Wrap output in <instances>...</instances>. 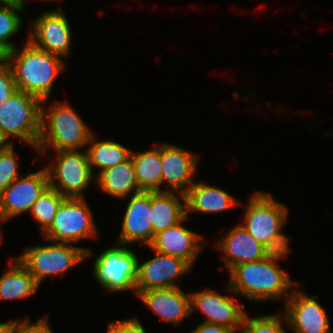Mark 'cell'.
Returning a JSON list of instances; mask_svg holds the SVG:
<instances>
[{
	"label": "cell",
	"mask_w": 333,
	"mask_h": 333,
	"mask_svg": "<svg viewBox=\"0 0 333 333\" xmlns=\"http://www.w3.org/2000/svg\"><path fill=\"white\" fill-rule=\"evenodd\" d=\"M288 253H271L267 257L234 266L229 273V293L244 296L251 301L288 299L291 291L299 285L290 279L276 261L286 258ZM290 291V293H289Z\"/></svg>",
	"instance_id": "6da1fadb"
},
{
	"label": "cell",
	"mask_w": 333,
	"mask_h": 333,
	"mask_svg": "<svg viewBox=\"0 0 333 333\" xmlns=\"http://www.w3.org/2000/svg\"><path fill=\"white\" fill-rule=\"evenodd\" d=\"M17 90L49 99L55 79L64 71L65 62L57 55L35 47L29 40L21 50H11L10 63Z\"/></svg>",
	"instance_id": "7a4b0ae2"
},
{
	"label": "cell",
	"mask_w": 333,
	"mask_h": 333,
	"mask_svg": "<svg viewBox=\"0 0 333 333\" xmlns=\"http://www.w3.org/2000/svg\"><path fill=\"white\" fill-rule=\"evenodd\" d=\"M47 101L42 100L41 106V133L36 149L39 156L45 155L48 147L55 151H69L88 145L93 132L72 107L58 101L48 109L44 106Z\"/></svg>",
	"instance_id": "3957f363"
},
{
	"label": "cell",
	"mask_w": 333,
	"mask_h": 333,
	"mask_svg": "<svg viewBox=\"0 0 333 333\" xmlns=\"http://www.w3.org/2000/svg\"><path fill=\"white\" fill-rule=\"evenodd\" d=\"M246 206L242 226L271 253H288L289 238L282 233L288 208L264 191L253 193Z\"/></svg>",
	"instance_id": "277c9868"
},
{
	"label": "cell",
	"mask_w": 333,
	"mask_h": 333,
	"mask_svg": "<svg viewBox=\"0 0 333 333\" xmlns=\"http://www.w3.org/2000/svg\"><path fill=\"white\" fill-rule=\"evenodd\" d=\"M42 100L23 91H15L0 105V134L7 141L16 137L19 141L37 149L41 133Z\"/></svg>",
	"instance_id": "5b68a950"
},
{
	"label": "cell",
	"mask_w": 333,
	"mask_h": 333,
	"mask_svg": "<svg viewBox=\"0 0 333 333\" xmlns=\"http://www.w3.org/2000/svg\"><path fill=\"white\" fill-rule=\"evenodd\" d=\"M91 255L89 248L51 241L46 246L25 248L16 258L40 285L46 276L56 278Z\"/></svg>",
	"instance_id": "8992f818"
},
{
	"label": "cell",
	"mask_w": 333,
	"mask_h": 333,
	"mask_svg": "<svg viewBox=\"0 0 333 333\" xmlns=\"http://www.w3.org/2000/svg\"><path fill=\"white\" fill-rule=\"evenodd\" d=\"M99 234L93 212L86 198H65L57 209L50 227L42 234L49 242L74 243L97 239Z\"/></svg>",
	"instance_id": "52a82bcc"
},
{
	"label": "cell",
	"mask_w": 333,
	"mask_h": 333,
	"mask_svg": "<svg viewBox=\"0 0 333 333\" xmlns=\"http://www.w3.org/2000/svg\"><path fill=\"white\" fill-rule=\"evenodd\" d=\"M55 152V162L45 166L49 176V187L57 190L65 198H85V189L93 179L95 182L96 178L91 171L87 151Z\"/></svg>",
	"instance_id": "ba28073f"
},
{
	"label": "cell",
	"mask_w": 333,
	"mask_h": 333,
	"mask_svg": "<svg viewBox=\"0 0 333 333\" xmlns=\"http://www.w3.org/2000/svg\"><path fill=\"white\" fill-rule=\"evenodd\" d=\"M102 251L94 261V276L102 288L111 292L133 290L136 295L138 261L132 249L124 244Z\"/></svg>",
	"instance_id": "9c48e42d"
},
{
	"label": "cell",
	"mask_w": 333,
	"mask_h": 333,
	"mask_svg": "<svg viewBox=\"0 0 333 333\" xmlns=\"http://www.w3.org/2000/svg\"><path fill=\"white\" fill-rule=\"evenodd\" d=\"M191 313L199 309L207 318L203 322L217 324L241 333L243 320L247 314L245 305L239 303L233 295H221L217 291L204 289L190 293Z\"/></svg>",
	"instance_id": "30bf717a"
},
{
	"label": "cell",
	"mask_w": 333,
	"mask_h": 333,
	"mask_svg": "<svg viewBox=\"0 0 333 333\" xmlns=\"http://www.w3.org/2000/svg\"><path fill=\"white\" fill-rule=\"evenodd\" d=\"M318 296L311 298L296 286L284 303L285 325L294 333H330V321Z\"/></svg>",
	"instance_id": "8fae6325"
},
{
	"label": "cell",
	"mask_w": 333,
	"mask_h": 333,
	"mask_svg": "<svg viewBox=\"0 0 333 333\" xmlns=\"http://www.w3.org/2000/svg\"><path fill=\"white\" fill-rule=\"evenodd\" d=\"M31 24L32 32L27 40L35 47L59 57L70 55L71 26L60 8L43 12Z\"/></svg>",
	"instance_id": "7c38bea8"
},
{
	"label": "cell",
	"mask_w": 333,
	"mask_h": 333,
	"mask_svg": "<svg viewBox=\"0 0 333 333\" xmlns=\"http://www.w3.org/2000/svg\"><path fill=\"white\" fill-rule=\"evenodd\" d=\"M21 177L0 192V207L5 221L30 211L34 202L49 187L45 167Z\"/></svg>",
	"instance_id": "4fadbf2b"
},
{
	"label": "cell",
	"mask_w": 333,
	"mask_h": 333,
	"mask_svg": "<svg viewBox=\"0 0 333 333\" xmlns=\"http://www.w3.org/2000/svg\"><path fill=\"white\" fill-rule=\"evenodd\" d=\"M156 257L140 264L138 261V275L136 293L151 289L179 287L177 278L187 274L191 266L184 260L154 251Z\"/></svg>",
	"instance_id": "5bb4252c"
},
{
	"label": "cell",
	"mask_w": 333,
	"mask_h": 333,
	"mask_svg": "<svg viewBox=\"0 0 333 333\" xmlns=\"http://www.w3.org/2000/svg\"><path fill=\"white\" fill-rule=\"evenodd\" d=\"M199 156L172 144H161L162 184L170 189L164 191L186 194L195 183L192 178L197 171Z\"/></svg>",
	"instance_id": "9a60e30c"
},
{
	"label": "cell",
	"mask_w": 333,
	"mask_h": 333,
	"mask_svg": "<svg viewBox=\"0 0 333 333\" xmlns=\"http://www.w3.org/2000/svg\"><path fill=\"white\" fill-rule=\"evenodd\" d=\"M151 220V192L142 191L131 195L122 220L117 243L127 245L139 242L149 246L154 238Z\"/></svg>",
	"instance_id": "2e32d148"
},
{
	"label": "cell",
	"mask_w": 333,
	"mask_h": 333,
	"mask_svg": "<svg viewBox=\"0 0 333 333\" xmlns=\"http://www.w3.org/2000/svg\"><path fill=\"white\" fill-rule=\"evenodd\" d=\"M188 218L186 215L178 224L156 234L148 247L153 251L180 258L192 267L205 243L199 245L202 236L182 225Z\"/></svg>",
	"instance_id": "e0dca14e"
},
{
	"label": "cell",
	"mask_w": 333,
	"mask_h": 333,
	"mask_svg": "<svg viewBox=\"0 0 333 333\" xmlns=\"http://www.w3.org/2000/svg\"><path fill=\"white\" fill-rule=\"evenodd\" d=\"M217 244L216 247L224 252L221 259L228 271L238 264L261 260L271 254L241 224L221 237Z\"/></svg>",
	"instance_id": "ac0fdd59"
},
{
	"label": "cell",
	"mask_w": 333,
	"mask_h": 333,
	"mask_svg": "<svg viewBox=\"0 0 333 333\" xmlns=\"http://www.w3.org/2000/svg\"><path fill=\"white\" fill-rule=\"evenodd\" d=\"M136 296L163 321L174 325L191 315L190 293L181 291L180 287L151 289Z\"/></svg>",
	"instance_id": "d6986e66"
},
{
	"label": "cell",
	"mask_w": 333,
	"mask_h": 333,
	"mask_svg": "<svg viewBox=\"0 0 333 333\" xmlns=\"http://www.w3.org/2000/svg\"><path fill=\"white\" fill-rule=\"evenodd\" d=\"M186 215L188 212L198 213H218L240 205V201L233 198L228 192L217 187L204 184L203 182L194 183L185 194Z\"/></svg>",
	"instance_id": "ffe728a7"
},
{
	"label": "cell",
	"mask_w": 333,
	"mask_h": 333,
	"mask_svg": "<svg viewBox=\"0 0 333 333\" xmlns=\"http://www.w3.org/2000/svg\"><path fill=\"white\" fill-rule=\"evenodd\" d=\"M151 192V212L154 236L181 222L186 217V198L182 193ZM179 197V198H178ZM183 203V204H182Z\"/></svg>",
	"instance_id": "44dd1931"
},
{
	"label": "cell",
	"mask_w": 333,
	"mask_h": 333,
	"mask_svg": "<svg viewBox=\"0 0 333 333\" xmlns=\"http://www.w3.org/2000/svg\"><path fill=\"white\" fill-rule=\"evenodd\" d=\"M95 179L98 187L112 197L124 199L131 196V193L135 195L142 192L138 186L132 157L103 170Z\"/></svg>",
	"instance_id": "7402d4cb"
},
{
	"label": "cell",
	"mask_w": 333,
	"mask_h": 333,
	"mask_svg": "<svg viewBox=\"0 0 333 333\" xmlns=\"http://www.w3.org/2000/svg\"><path fill=\"white\" fill-rule=\"evenodd\" d=\"M6 272L0 277V300L29 298L39 285L33 275L17 258L9 260Z\"/></svg>",
	"instance_id": "603a6c76"
},
{
	"label": "cell",
	"mask_w": 333,
	"mask_h": 333,
	"mask_svg": "<svg viewBox=\"0 0 333 333\" xmlns=\"http://www.w3.org/2000/svg\"><path fill=\"white\" fill-rule=\"evenodd\" d=\"M131 157L140 190L164 191L161 188V144L146 152H131Z\"/></svg>",
	"instance_id": "cb8c5ba5"
},
{
	"label": "cell",
	"mask_w": 333,
	"mask_h": 333,
	"mask_svg": "<svg viewBox=\"0 0 333 333\" xmlns=\"http://www.w3.org/2000/svg\"><path fill=\"white\" fill-rule=\"evenodd\" d=\"M87 145V153L92 173L98 168L96 177L103 171L123 163L131 157V150L115 141H97L92 133Z\"/></svg>",
	"instance_id": "d4e9b609"
},
{
	"label": "cell",
	"mask_w": 333,
	"mask_h": 333,
	"mask_svg": "<svg viewBox=\"0 0 333 333\" xmlns=\"http://www.w3.org/2000/svg\"><path fill=\"white\" fill-rule=\"evenodd\" d=\"M64 199L65 197L57 190L48 187L32 205L30 212L40 225L41 234L52 224L57 209Z\"/></svg>",
	"instance_id": "484cf974"
},
{
	"label": "cell",
	"mask_w": 333,
	"mask_h": 333,
	"mask_svg": "<svg viewBox=\"0 0 333 333\" xmlns=\"http://www.w3.org/2000/svg\"><path fill=\"white\" fill-rule=\"evenodd\" d=\"M285 315L282 312L271 315H261L249 318L245 315L241 333H287L282 326Z\"/></svg>",
	"instance_id": "4316f807"
},
{
	"label": "cell",
	"mask_w": 333,
	"mask_h": 333,
	"mask_svg": "<svg viewBox=\"0 0 333 333\" xmlns=\"http://www.w3.org/2000/svg\"><path fill=\"white\" fill-rule=\"evenodd\" d=\"M18 12L25 11L10 6H0V41L11 50L15 49L16 46L10 39L18 33L23 23Z\"/></svg>",
	"instance_id": "83f0119b"
},
{
	"label": "cell",
	"mask_w": 333,
	"mask_h": 333,
	"mask_svg": "<svg viewBox=\"0 0 333 333\" xmlns=\"http://www.w3.org/2000/svg\"><path fill=\"white\" fill-rule=\"evenodd\" d=\"M17 160L13 143L0 151V192L20 177Z\"/></svg>",
	"instance_id": "f1b7e54d"
},
{
	"label": "cell",
	"mask_w": 333,
	"mask_h": 333,
	"mask_svg": "<svg viewBox=\"0 0 333 333\" xmlns=\"http://www.w3.org/2000/svg\"><path fill=\"white\" fill-rule=\"evenodd\" d=\"M48 316L38 318L35 323H31L28 318L24 320L13 319L0 323V333H44L50 326Z\"/></svg>",
	"instance_id": "f546056e"
},
{
	"label": "cell",
	"mask_w": 333,
	"mask_h": 333,
	"mask_svg": "<svg viewBox=\"0 0 333 333\" xmlns=\"http://www.w3.org/2000/svg\"><path fill=\"white\" fill-rule=\"evenodd\" d=\"M15 91H17V88L12 67L10 65L0 67V105Z\"/></svg>",
	"instance_id": "4dcf8cb0"
},
{
	"label": "cell",
	"mask_w": 333,
	"mask_h": 333,
	"mask_svg": "<svg viewBox=\"0 0 333 333\" xmlns=\"http://www.w3.org/2000/svg\"><path fill=\"white\" fill-rule=\"evenodd\" d=\"M106 333H147L137 318L109 322Z\"/></svg>",
	"instance_id": "1f68e13d"
},
{
	"label": "cell",
	"mask_w": 333,
	"mask_h": 333,
	"mask_svg": "<svg viewBox=\"0 0 333 333\" xmlns=\"http://www.w3.org/2000/svg\"><path fill=\"white\" fill-rule=\"evenodd\" d=\"M190 333H233L230 329L213 323L202 322Z\"/></svg>",
	"instance_id": "d6a6232c"
},
{
	"label": "cell",
	"mask_w": 333,
	"mask_h": 333,
	"mask_svg": "<svg viewBox=\"0 0 333 333\" xmlns=\"http://www.w3.org/2000/svg\"><path fill=\"white\" fill-rule=\"evenodd\" d=\"M10 55L11 49L0 41V67L9 65Z\"/></svg>",
	"instance_id": "836d02e7"
},
{
	"label": "cell",
	"mask_w": 333,
	"mask_h": 333,
	"mask_svg": "<svg viewBox=\"0 0 333 333\" xmlns=\"http://www.w3.org/2000/svg\"><path fill=\"white\" fill-rule=\"evenodd\" d=\"M25 1L26 0H0V6H10L24 11Z\"/></svg>",
	"instance_id": "e575fe53"
},
{
	"label": "cell",
	"mask_w": 333,
	"mask_h": 333,
	"mask_svg": "<svg viewBox=\"0 0 333 333\" xmlns=\"http://www.w3.org/2000/svg\"><path fill=\"white\" fill-rule=\"evenodd\" d=\"M9 143L0 134V151L4 149Z\"/></svg>",
	"instance_id": "d590c367"
},
{
	"label": "cell",
	"mask_w": 333,
	"mask_h": 333,
	"mask_svg": "<svg viewBox=\"0 0 333 333\" xmlns=\"http://www.w3.org/2000/svg\"><path fill=\"white\" fill-rule=\"evenodd\" d=\"M3 221H5V219L3 218L2 212H1V207H0V223ZM3 237H2V229H1V225H0V243L2 242Z\"/></svg>",
	"instance_id": "8d00e7d4"
},
{
	"label": "cell",
	"mask_w": 333,
	"mask_h": 333,
	"mask_svg": "<svg viewBox=\"0 0 333 333\" xmlns=\"http://www.w3.org/2000/svg\"><path fill=\"white\" fill-rule=\"evenodd\" d=\"M44 333H53L52 329L49 327Z\"/></svg>",
	"instance_id": "74e56055"
}]
</instances>
